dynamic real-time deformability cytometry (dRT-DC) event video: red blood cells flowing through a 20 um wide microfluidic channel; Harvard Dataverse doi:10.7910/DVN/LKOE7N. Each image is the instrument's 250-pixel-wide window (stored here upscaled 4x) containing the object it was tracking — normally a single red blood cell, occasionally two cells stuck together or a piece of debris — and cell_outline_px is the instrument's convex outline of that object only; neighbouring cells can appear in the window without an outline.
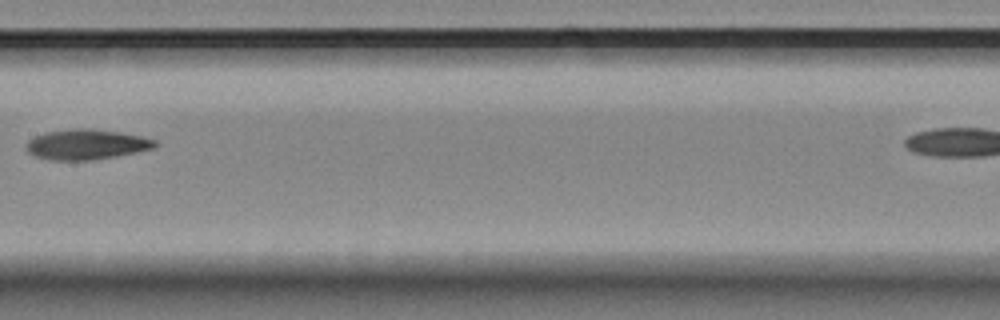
{"species": "Egyptian fruit bat (a non-hibernating species)", "species_latin": "Rousettus aegyptiacus", "temperature_condition": "room temperature", "stored_images_in_passage": 10, "camera_frame_rate_fps": 3000, "um_per_image_px": 0.085, "animal": {"sex": "female"}, "frame": {"image": 1, "passage_image": 4, "time_ms": 1.0, "image_size_px": [1000, 320], "cell_outline_px": [[160, 144], [156, 148], [116, 156], [92, 160], [52, 160], [36, 156], [28, 152], [24, 148], [24, 144], [28, 140], [44, 132], [72, 128], [92, 128], [120, 132], [144, 136], [156, 140]], "centroid_in_image_um": [7.37, 12.26], "position_along_channel_um": 200.0, "area_um2": 23.06}}
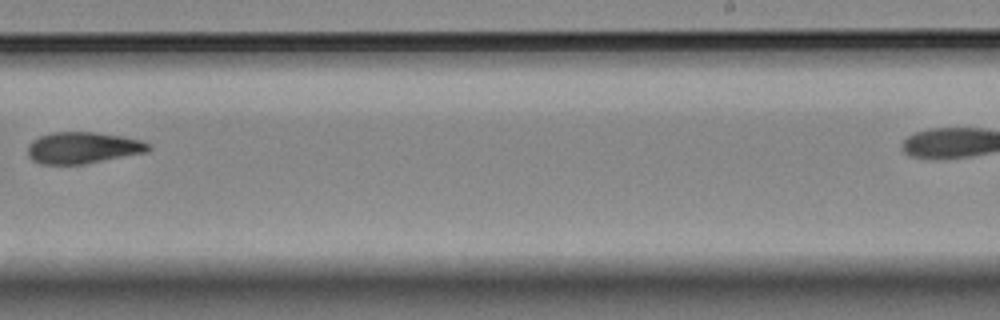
{"frame": {"image": 2, "passage_image": 6, "time_ms": 1.667, "image_size_px": [1000, 320], "cell_outline_px": [[152, 148], [148, 152], [84, 164], [40, 164], [32, 160], [28, 156], [28, 144], [32, 140], [40, 136], [52, 132], [96, 132], [124, 136], [144, 140], [152, 144]], "centroid_in_image_um": [7.09, 12.55], "position_along_channel_um": 281.9, "area_um2": 22.54}}
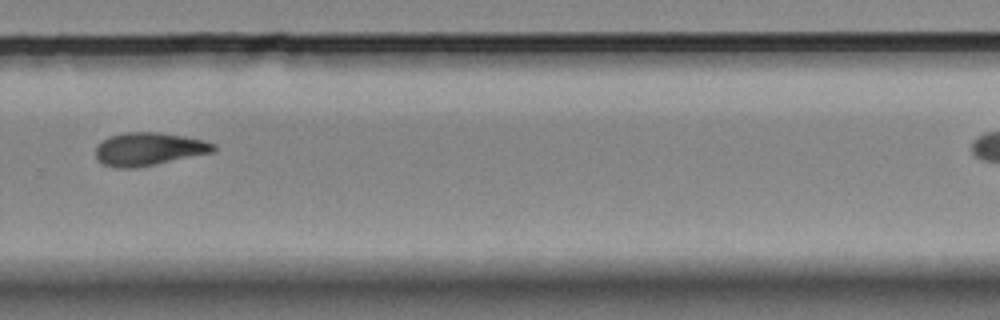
{"frame": {"image": 3, "passage_image": 7, "time_ms": 2.0, "image_size_px": [1000, 320], "cell_outline_px": [[216, 152], [136, 168], [116, 168], [104, 164], [96, 156], [96, 148], [104, 140], [112, 136], [124, 132], [156, 132], [184, 136], [204, 140], [216, 144]], "centroid_in_image_um": [12.71, 12.67], "position_along_channel_um": 317.1, "area_um2": 22.6}}